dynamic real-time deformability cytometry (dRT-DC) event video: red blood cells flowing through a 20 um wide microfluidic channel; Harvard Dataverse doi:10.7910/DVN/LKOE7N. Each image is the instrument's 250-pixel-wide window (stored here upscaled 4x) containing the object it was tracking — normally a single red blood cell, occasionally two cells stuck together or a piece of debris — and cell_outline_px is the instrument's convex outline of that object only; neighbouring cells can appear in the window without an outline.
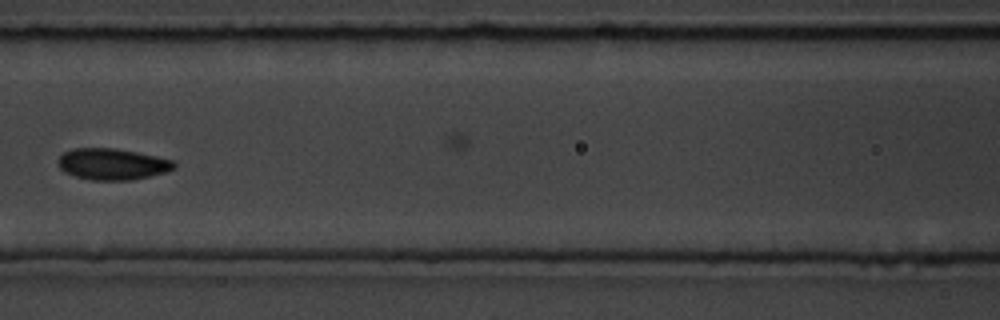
{"species": "common noctule bat (a hibernating species)", "species_latin": "Nyctalus noctula", "temperature_condition": "room temperature", "stored_images_in_passage": 16, "camera_frame_rate_fps": 3000, "um_per_image_px": 0.085, "animal": {"sex": "male", "body_mass_g": 19.5, "forearm_length_mm": 54.6}, "frame": {"image": 1, "passage_image": 7, "time_ms": 2.0, "image_size_px": [1000, 320], "cell_outline_px": [[176, 168], [168, 172], [132, 180], [92, 180], [76, 176], [64, 172], [60, 168], [60, 156], [64, 152], [72, 148], [116, 148], [156, 156], [172, 160], [176, 164]], "centroid_in_image_um": [9.59, 13.95], "position_along_channel_um": 157.0, "area_um2": 21.15}}
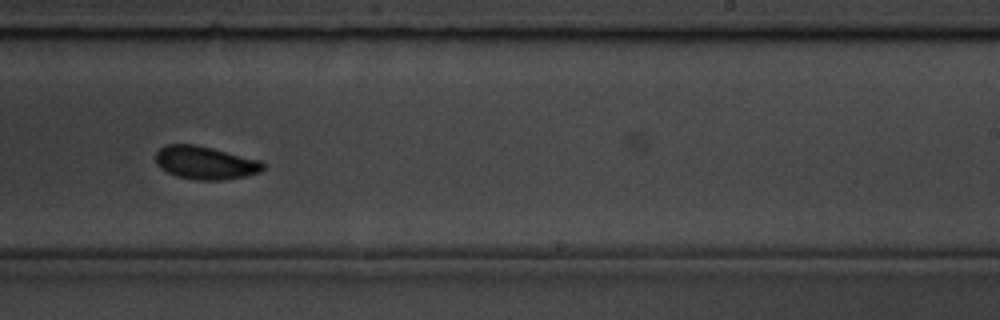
{"frame": {"image": 2, "passage_image": 10, "time_ms": 3.0, "image_size_px": [1000, 320], "cell_outline_px": [[264, 168], [260, 172], [244, 176], [220, 180], [196, 180], [176, 176], [160, 168], [156, 164], [156, 152], [164, 144], [196, 144], [260, 160], [264, 164]], "centroid_in_image_um": [17.41, 13.82], "position_along_channel_um": 271.6, "area_um2": 20.69}}